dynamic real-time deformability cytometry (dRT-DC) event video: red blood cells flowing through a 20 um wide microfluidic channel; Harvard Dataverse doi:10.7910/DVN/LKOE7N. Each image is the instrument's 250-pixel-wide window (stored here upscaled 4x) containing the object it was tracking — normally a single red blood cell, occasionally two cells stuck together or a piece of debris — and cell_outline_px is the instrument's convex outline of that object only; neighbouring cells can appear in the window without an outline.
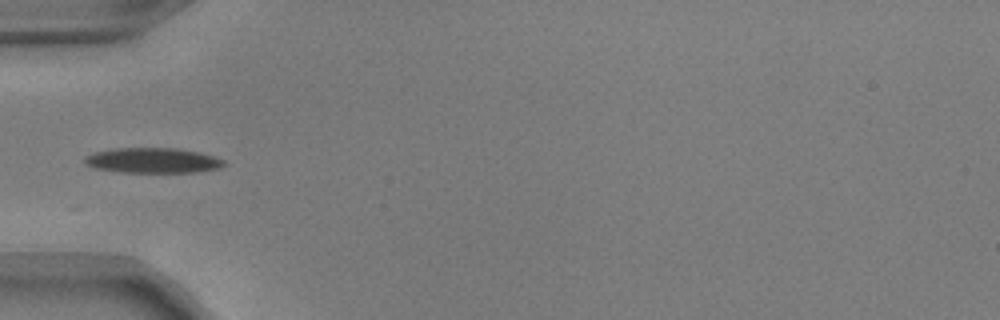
{"species": "common noctule bat (a hibernating species)", "species_latin": "Nyctalus noctula", "temperature_condition": "warm", "stored_images_in_passage": 11, "camera_frame_rate_fps": 3000, "um_per_image_px": 0.085, "animal": {"sex": "male", "body_mass_g": 17.9, "forearm_length_mm": 54.2}, "frame": {"image": 1, "passage_image": 1, "time_ms": 0.0, "image_size_px": [1000, 320], "cell_outline_px": [[228, 164], [220, 168], [192, 172], [124, 172], [96, 168], [88, 164], [84, 160], [84, 156], [96, 152], [116, 148], [176, 148], [200, 152], [224, 160]], "centroid_in_image_um": [13.03, 13.63], "position_along_channel_um": 72.0, "area_um2": 20.23}}
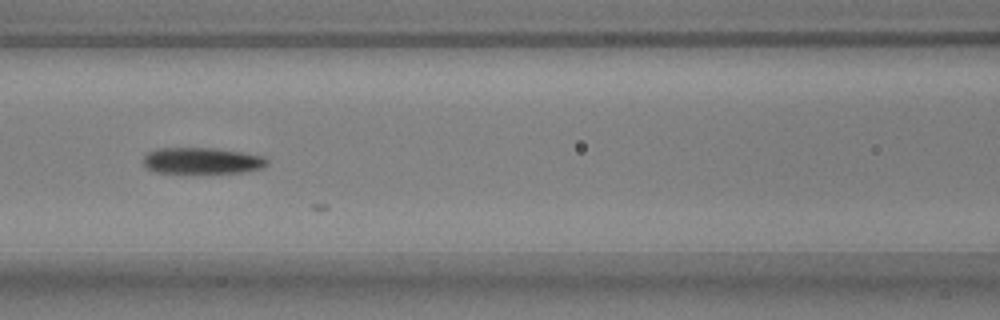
{"frame": {"image": 2, "passage_image": 7, "time_ms": 2.0, "image_size_px": [1000, 320], "cell_outline_px": [[268, 164], [264, 168], [244, 172], [152, 172], [144, 164], [144, 156], [148, 152], [160, 148], [216, 148], [264, 156], [268, 160]], "centroid_in_image_um": [17.21, 13.65], "position_along_channel_um": 149.4, "area_um2": 18.79}}
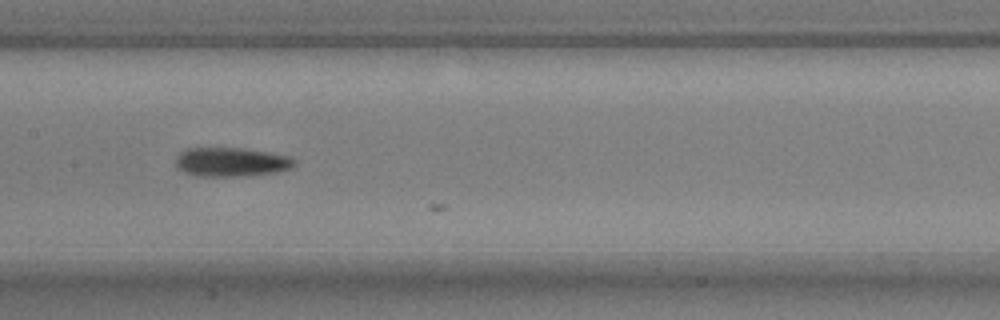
{"frame": {"image": 3, "passage_image": 10, "time_ms": 3.0, "image_size_px": [1000, 320], "cell_outline_px": [[296, 164], [292, 168], [276, 172], [236, 176], [196, 176], [184, 172], [176, 164], [176, 156], [180, 152], [188, 148], [240, 148], [292, 156], [296, 160]], "centroid_in_image_um": [19.68, 13.77], "position_along_channel_um": 187.7, "area_um2": 20.0}}